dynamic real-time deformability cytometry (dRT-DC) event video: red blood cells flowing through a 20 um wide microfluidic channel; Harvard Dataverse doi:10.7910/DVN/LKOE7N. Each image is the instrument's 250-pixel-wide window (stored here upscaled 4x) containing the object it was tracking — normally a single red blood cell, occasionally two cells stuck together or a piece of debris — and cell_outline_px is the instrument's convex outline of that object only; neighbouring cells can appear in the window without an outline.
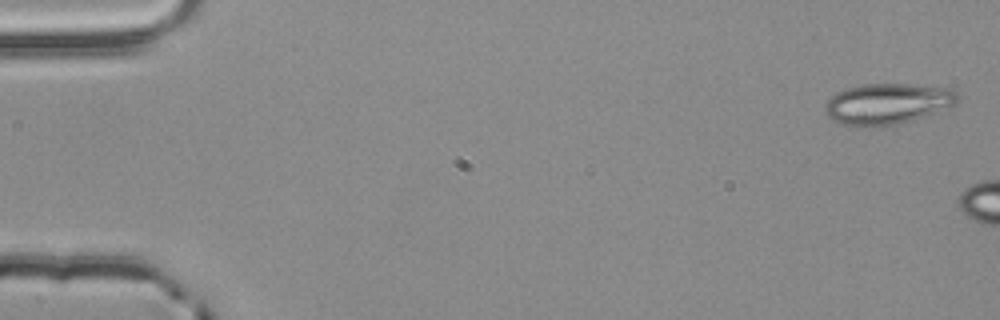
{"species": "common noctule bat (a hibernating species)", "species_latin": "Nyctalus noctula", "temperature_condition": "room temperature", "stored_images_in_passage": 3, "camera_frame_rate_fps": 3000, "um_per_image_px": 0.085, "animal": {"sex": "male", "body_mass_g": 20.4}, "frame": {"image": 1, "passage_image": 1, "time_ms": 0.0, "image_size_px": [1000, 320], "cell_outline_px": [[956, 100], [952, 104], [924, 116], [912, 120], [896, 124], [872, 128], [856, 128], [832, 120], [824, 112], [824, 104], [836, 92], [848, 88], [864, 84], [908, 84], [952, 88], [956, 92]], "centroid_in_image_um": [75.33, 8.84], "position_along_channel_um": 9.7, "area_um2": 31.5}}